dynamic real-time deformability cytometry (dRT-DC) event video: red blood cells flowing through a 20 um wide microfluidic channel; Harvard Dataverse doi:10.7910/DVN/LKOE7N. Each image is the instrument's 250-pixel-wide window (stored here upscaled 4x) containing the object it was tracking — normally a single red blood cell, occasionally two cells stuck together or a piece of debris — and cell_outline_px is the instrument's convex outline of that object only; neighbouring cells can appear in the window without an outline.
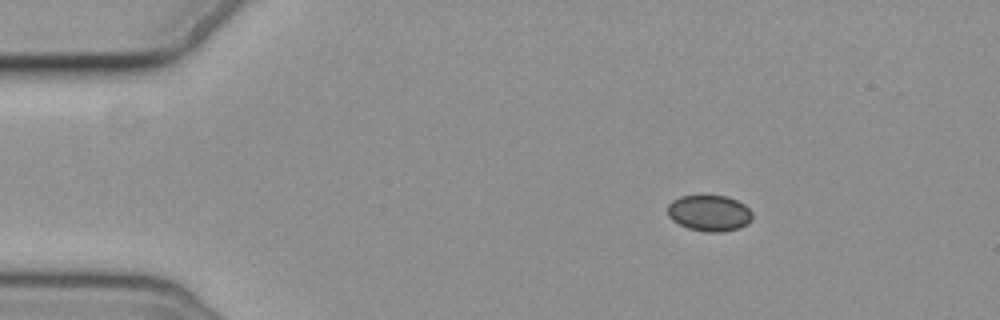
{"species": "common noctule bat (a hibernating species)", "species_latin": "Nyctalus noctula", "temperature_condition": "cold", "stored_images_in_passage": 3, "camera_frame_rate_fps": 3000, "um_per_image_px": 0.085, "animal": {"sex": "female", "body_mass_g": 19.3, "forearm_length_mm": 54.1}, "frame": {"image": 1, "passage_image": 1, "time_ms": 0.0, "image_size_px": [1000, 320], "cell_outline_px": [[752, 220], [748, 224], [740, 228], [720, 232], [704, 232], [688, 228], [672, 220], [668, 216], [668, 204], [672, 200], [680, 196], [728, 196], [744, 204], [752, 212]], "centroid_in_image_um": [60.3, 18.12], "position_along_channel_um": 24.7, "area_um2": 17.92}}